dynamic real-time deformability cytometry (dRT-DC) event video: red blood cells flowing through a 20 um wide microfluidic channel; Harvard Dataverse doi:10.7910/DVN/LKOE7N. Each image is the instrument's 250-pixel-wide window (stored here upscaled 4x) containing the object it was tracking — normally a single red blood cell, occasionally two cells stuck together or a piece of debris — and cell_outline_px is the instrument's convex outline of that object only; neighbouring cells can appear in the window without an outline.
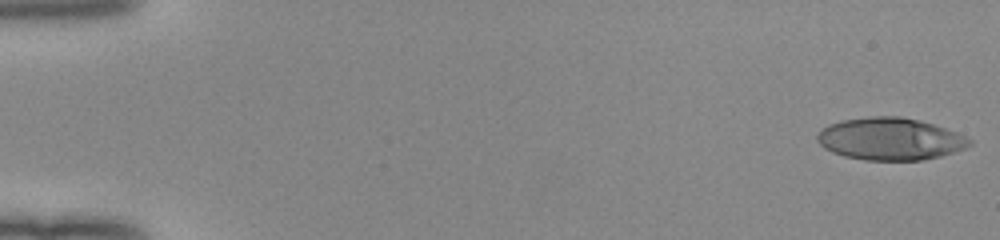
{"species": "human", "species_latin": "Homo sapiens", "temperature_condition": "room temperature", "stored_images_in_passage": 51, "camera_frame_rate_fps": 3000, "um_per_image_px": 0.085, "donor": {"sex": "female"}, "frame": {"image": 1, "passage_image": 1, "time_ms": 0.0, "image_size_px": [1000, 240], "cell_outline_px": [[972, 144], [964, 148], [940, 156], [920, 160], [864, 160], [844, 156], [832, 152], [824, 148], [816, 140], [816, 136], [828, 124], [844, 120], [868, 116], [900, 116], [920, 120], [944, 128], [964, 136], [972, 140]], "centroid_in_image_um": [75.63, 11.81], "position_along_channel_um": 9.4, "area_um2": 37.28}}
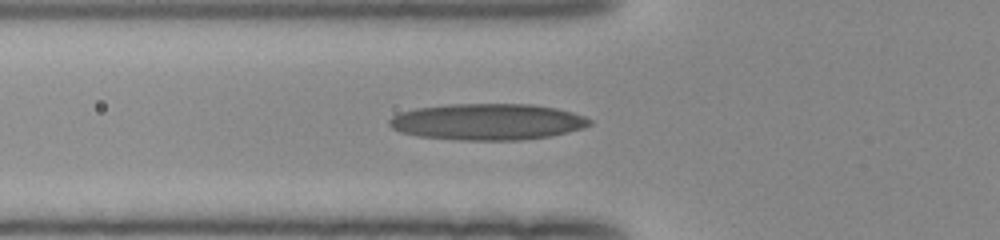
{"frame": {"image": 2, "passage_image": 19, "time_ms": 6.0, "image_size_px": [1000, 240], "cell_outline_px": [[592, 124], [580, 128], [548, 136], [520, 140], [460, 140], [416, 136], [400, 132], [392, 128], [388, 124], [388, 120], [392, 116], [400, 112], [416, 108], [448, 104], [532, 104], [556, 108], [572, 112], [584, 116], [592, 120]], "centroid_in_image_um": [41.38, 10.35], "position_along_channel_um": 84.4, "area_um2": 42.43}}
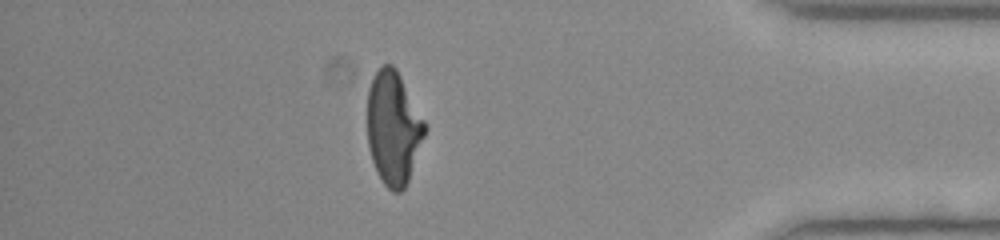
{"frame": {"image": 3, "passage_image": 45, "time_ms": 14.667, "image_size_px": [1000, 240], "cell_outline_px": [[428, 128], [408, 180], [404, 188], [400, 192], [392, 192], [384, 184], [372, 160], [368, 148], [368, 88], [372, 76], [384, 64], [392, 64], [396, 68], [424, 120]], "centroid_in_image_um": [33.44, 10.87], "position_along_channel_um": 401.8, "area_um2": 37.74}, "authors_computed_cell_mechanics": {"area_um2": 38.6682, "velocity_mm_per_s": 4.0451, "shape_relaxation_time_tau1_ms": 9.0613, "shape_relaxation_time_tau2_ms": 2.0583, "deformation_change_tau1": 0.2858, "deformation_change_tau2": 0.1277}}